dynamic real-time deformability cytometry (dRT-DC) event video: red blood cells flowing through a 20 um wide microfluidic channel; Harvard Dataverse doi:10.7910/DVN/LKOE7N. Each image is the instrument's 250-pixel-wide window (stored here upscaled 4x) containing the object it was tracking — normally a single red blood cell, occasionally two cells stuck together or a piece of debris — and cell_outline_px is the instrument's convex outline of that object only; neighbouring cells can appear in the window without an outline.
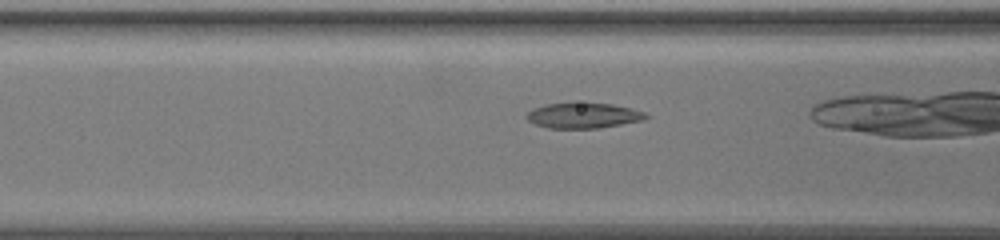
{"species": "common noctule bat (a hibernating species)", "species_latin": "Nyctalus noctula", "temperature_condition": "warm", "stored_images_in_passage": 26, "camera_frame_rate_fps": 3000, "um_per_image_px": 0.085, "animal": {"sex": "female", "body_mass_g": 19.5, "forearm_length_mm": 54.1}, "frame": {"image": 1, "passage_image": 3, "time_ms": 0.667, "image_size_px": [1000, 240], "cell_outline_px": [[652, 116], [640, 120], [600, 128], [548, 128], [536, 124], [528, 120], [524, 116], [532, 108], [544, 104], [612, 104], [644, 112]], "centroid_in_image_um": [49.54, 9.83], "position_along_channel_um": 117.1, "area_um2": 17.22}}
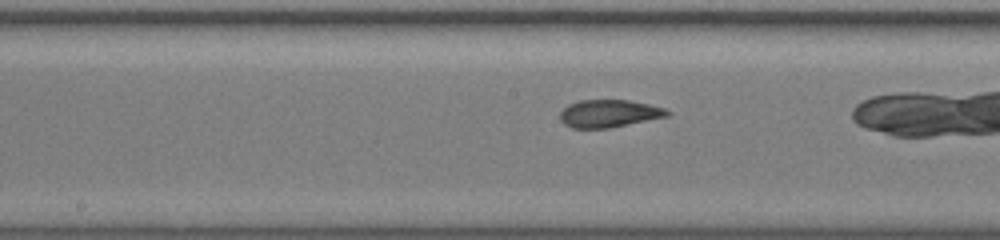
{"frame": {"image": 2, "passage_image": 10, "time_ms": 3.0, "image_size_px": [1000, 240], "cell_outline_px": [[672, 112], [668, 116], [608, 128], [572, 128], [564, 124], [560, 120], [560, 112], [568, 104], [580, 100], [628, 100], [648, 104], [664, 108]], "centroid_in_image_um": [51.75, 9.64], "position_along_channel_um": 196.5, "area_um2": 17.17}}
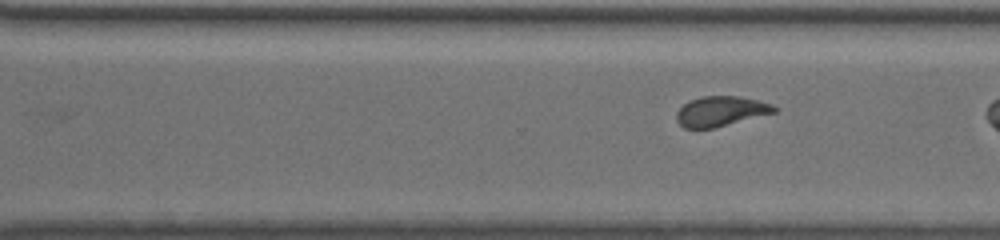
{"frame": {"image": 3, "passage_image": 20, "time_ms": 6.333, "image_size_px": [1000, 240], "cell_outline_px": [[780, 108], [776, 112], [712, 128], [684, 128], [676, 120], [676, 112], [688, 100], [700, 96], [740, 96], [772, 104]], "centroid_in_image_um": [61.26, 9.44], "position_along_channel_um": 309.3, "area_um2": 17.05}}